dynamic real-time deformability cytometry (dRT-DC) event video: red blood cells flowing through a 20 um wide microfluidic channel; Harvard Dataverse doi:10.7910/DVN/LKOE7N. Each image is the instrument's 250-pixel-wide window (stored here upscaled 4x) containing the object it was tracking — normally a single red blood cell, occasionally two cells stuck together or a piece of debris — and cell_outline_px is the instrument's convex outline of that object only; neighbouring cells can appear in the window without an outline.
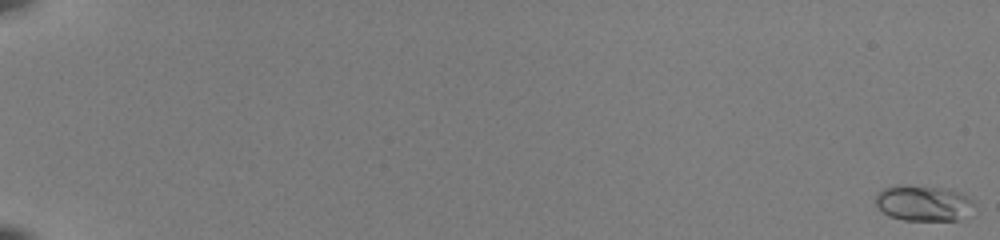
{"species": "common noctule bat (a hibernating species)", "species_latin": "Nyctalus noctula", "temperature_condition": "room temperature", "stored_images_in_passage": 54, "camera_frame_rate_fps": 3000, "um_per_image_px": 0.085, "animal": {"sex": "female", "body_mass_g": 22.0, "forearm_length_mm": 56.7}, "frame": {"image": 1, "passage_image": 1, "time_ms": 0.0, "image_size_px": [1000, 240], "cell_outline_px": [[976, 204], [972, 216], [956, 220], [904, 220], [888, 216], [876, 204], [876, 196], [884, 188], [900, 184], [908, 184], [948, 188], [960, 192], [968, 196]], "centroid_in_image_um": [78.58, 17.26], "position_along_channel_um": 6.4, "area_um2": 21.1}}